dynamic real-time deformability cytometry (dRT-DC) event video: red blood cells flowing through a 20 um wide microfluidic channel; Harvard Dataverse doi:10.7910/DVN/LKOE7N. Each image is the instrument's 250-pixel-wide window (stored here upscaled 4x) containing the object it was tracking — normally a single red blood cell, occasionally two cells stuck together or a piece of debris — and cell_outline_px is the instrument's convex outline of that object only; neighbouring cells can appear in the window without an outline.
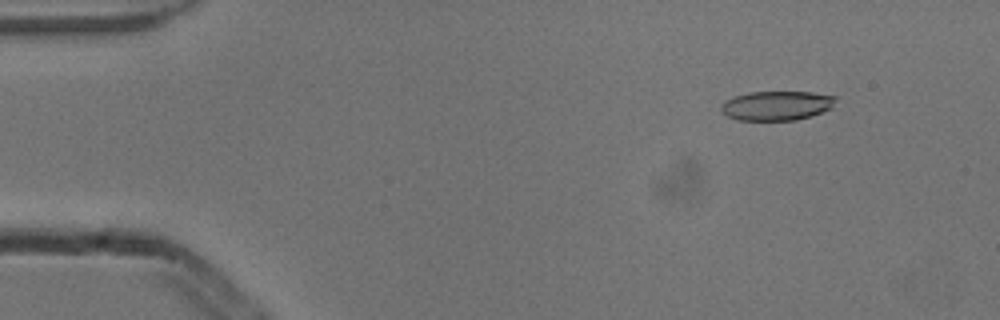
{"species": "common noctule bat (a hibernating species)", "species_latin": "Nyctalus noctula", "temperature_condition": "cold", "stored_images_in_passage": 8, "camera_frame_rate_fps": 3000, "um_per_image_px": 0.085, "animal": {"sex": "male", "body_mass_g": 13.3}, "frame": {"image": 1, "passage_image": 2, "time_ms": 0.333, "image_size_px": [1000, 320], "cell_outline_px": [[840, 96], [832, 108], [812, 116], [796, 120], [736, 120], [728, 116], [720, 108], [720, 104], [724, 100], [732, 96], [748, 92], [812, 92]], "centroid_in_image_um": [66.05, 8.97], "position_along_channel_um": 19.0, "area_um2": 20.0}}
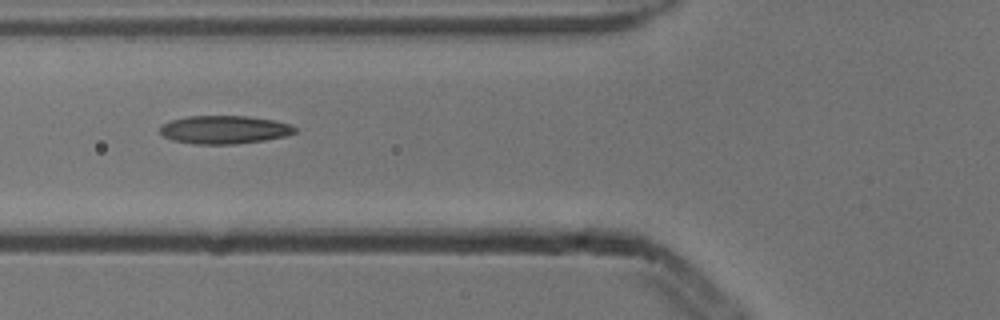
{"frame": {"image": 2, "passage_image": 5, "time_ms": 1.333, "image_size_px": [1000, 320], "cell_outline_px": [[296, 132], [284, 136], [264, 140], [236, 144], [192, 144], [172, 140], [164, 136], [160, 132], [160, 128], [164, 124], [172, 120], [188, 116], [248, 116], [272, 120], [292, 124], [296, 128]], "centroid_in_image_um": [19.08, 11.02], "position_along_channel_um": 106.7, "area_um2": 22.08}}
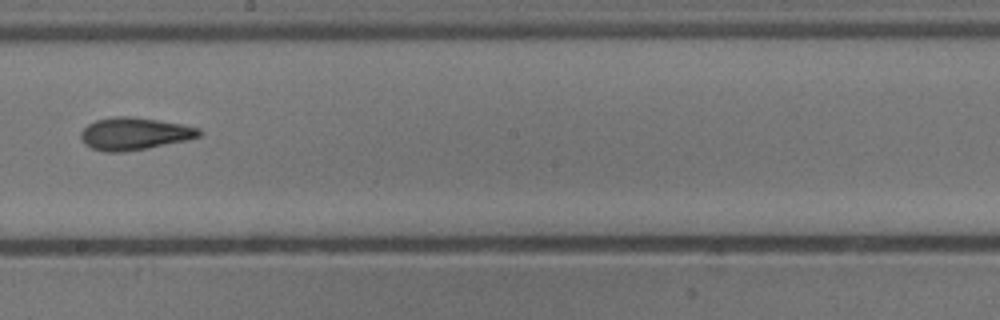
{"frame": {"image": 3, "passage_image": 8, "time_ms": 2.333, "image_size_px": [1000, 320], "cell_outline_px": [[204, 132], [200, 136], [184, 140], [148, 148], [124, 152], [104, 152], [92, 148], [84, 144], [80, 136], [80, 132], [88, 124], [96, 120], [112, 116], [132, 116], [184, 124], [200, 128]], "centroid_in_image_um": [11.42, 11.36], "position_along_channel_um": 236.8, "area_um2": 22.48}}